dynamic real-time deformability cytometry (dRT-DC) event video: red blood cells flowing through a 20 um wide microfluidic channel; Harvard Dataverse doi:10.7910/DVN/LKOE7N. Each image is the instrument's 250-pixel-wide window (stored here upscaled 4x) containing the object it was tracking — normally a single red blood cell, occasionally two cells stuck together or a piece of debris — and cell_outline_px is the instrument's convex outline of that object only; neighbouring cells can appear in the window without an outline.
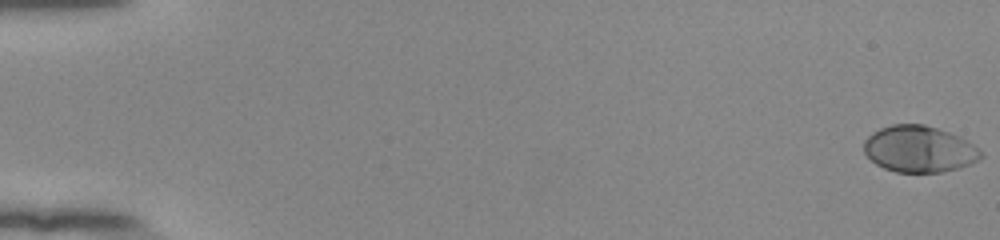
{"species": "human", "species_latin": "Homo sapiens", "temperature_condition": "room temperature", "stored_images_in_passage": 55, "camera_frame_rate_fps": 3000, "um_per_image_px": 0.085, "donor": {"sex": "female"}, "frame": {"image": 1, "passage_image": 1, "time_ms": 0.0, "image_size_px": [1000, 240], "cell_outline_px": [[984, 156], [968, 164], [956, 168], [940, 172], [896, 172], [884, 168], [876, 164], [864, 152], [864, 140], [872, 132], [880, 128], [892, 124], [924, 124], [960, 136], [980, 148]], "centroid_in_image_um": [78.12, 12.66], "position_along_channel_um": 6.9, "area_um2": 31.56}}
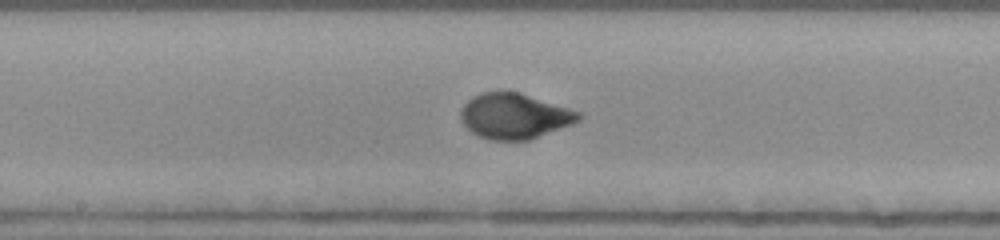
{"frame": {"image": 2, "passage_image": 31, "time_ms": 10.0, "image_size_px": [1000, 240], "cell_outline_px": [[584, 116], [580, 120], [572, 124], [528, 140], [492, 140], [480, 136], [472, 132], [460, 120], [460, 112], [464, 104], [472, 96], [480, 92], [520, 92], [580, 112]], "centroid_in_image_um": [43.72, 9.86], "position_along_channel_um": 204.5, "area_um2": 31.04}}
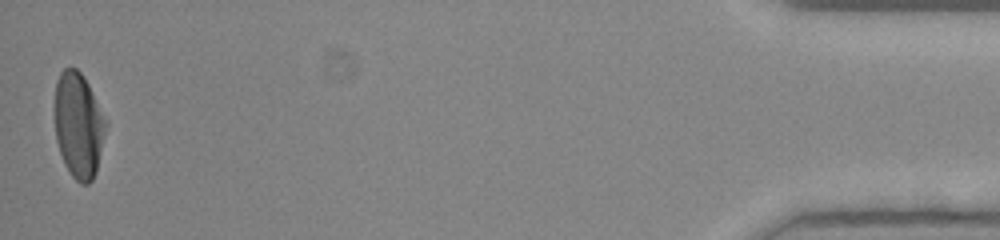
{"frame": {"image": 3, "passage_image": 55, "time_ms": 18.0, "image_size_px": [1000, 240], "cell_outline_px": [[108, 124], [96, 172], [92, 180], [88, 184], [80, 184], [72, 176], [64, 164], [56, 140], [56, 80], [60, 72], [64, 68], [76, 68], [84, 76]], "centroid_in_image_um": [6.69, 10.66], "position_along_channel_um": 428.5, "area_um2": 31.21}, "authors_computed_cell_mechanics": {"area_um2": 31.0386, "velocity_mm_per_s": 3.8665, "shape_relaxation_time_tau1_ms": 3.3455, "shape_relaxation_time_tau2_ms": null, "deformation_change_tau1": 0.2036, "deformation_change_tau2": null}}